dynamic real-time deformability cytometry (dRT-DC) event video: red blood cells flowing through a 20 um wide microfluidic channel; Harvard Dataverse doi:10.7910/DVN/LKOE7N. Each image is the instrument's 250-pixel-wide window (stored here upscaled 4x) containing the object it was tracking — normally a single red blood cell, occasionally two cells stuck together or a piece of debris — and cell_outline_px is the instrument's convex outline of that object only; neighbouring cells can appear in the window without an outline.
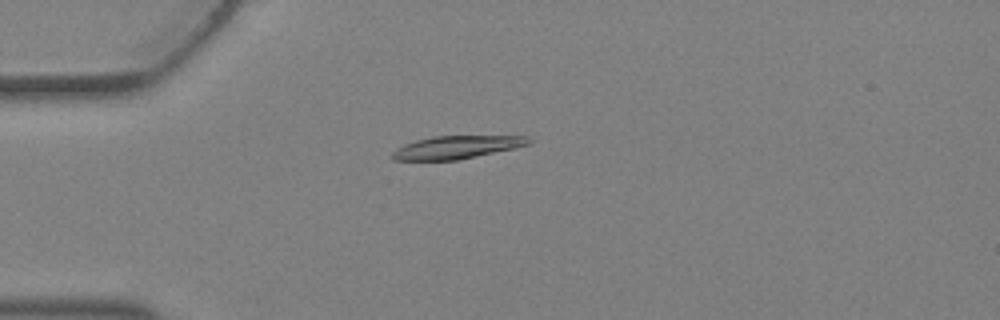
{"species": "Egyptian fruit bat (a non-hibernating species)", "species_latin": "Rousettus aegyptiacus", "temperature_condition": "warm", "stored_images_in_passage": 4, "camera_frame_rate_fps": 3000, "um_per_image_px": 0.085, "animal": {"sex": "female"}, "frame": {"image": 1, "passage_image": 4, "time_ms": 1.0, "image_size_px": [1000, 320], "cell_outline_px": [[532, 140], [528, 144], [512, 148], [456, 160], [392, 160], [392, 152], [396, 148], [404, 144], [416, 140], [432, 136], [528, 136]], "centroid_in_image_um": [38.75, 12.51], "position_along_channel_um": 46.2, "area_um2": 17.92}}